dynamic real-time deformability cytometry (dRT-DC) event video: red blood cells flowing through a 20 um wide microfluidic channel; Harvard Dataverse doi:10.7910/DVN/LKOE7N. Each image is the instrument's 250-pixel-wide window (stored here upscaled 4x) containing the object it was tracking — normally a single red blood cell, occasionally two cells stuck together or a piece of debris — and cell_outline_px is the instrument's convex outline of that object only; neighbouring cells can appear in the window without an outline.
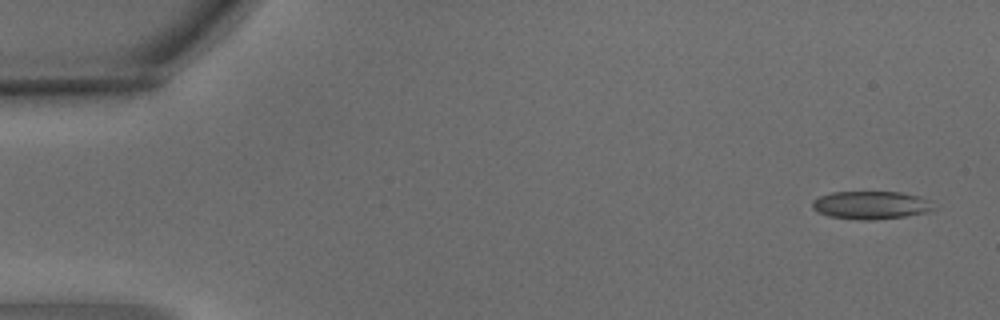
{"species": "common noctule bat (a hibernating species)", "species_latin": "Nyctalus noctula", "temperature_condition": "warm", "stored_images_in_passage": 6, "camera_frame_rate_fps": 3000, "um_per_image_px": 0.085, "animal": {"sex": "male", "body_mass_g": 15.6}, "frame": {"image": 1, "passage_image": 1, "time_ms": 0.0, "image_size_px": [1000, 320], "cell_outline_px": [[936, 208], [928, 212], [904, 216], [872, 220], [860, 220], [828, 216], [812, 208], [812, 200], [820, 196], [832, 192], [900, 192], [920, 196], [928, 200]], "centroid_in_image_um": [74.03, 17.43], "position_along_channel_um": 11.0, "area_um2": 19.77}}
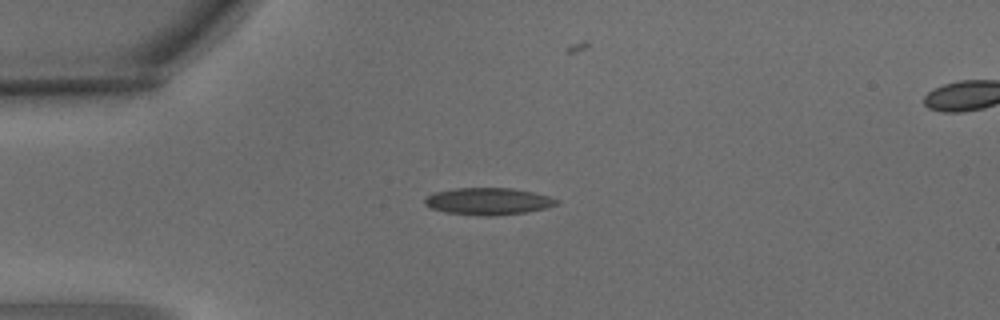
{"frame": {"image": 2, "passage_image": 4, "time_ms": 1.0, "image_size_px": [1000, 320], "cell_outline_px": [[560, 204], [548, 208], [524, 212], [492, 216], [480, 216], [444, 212], [432, 208], [424, 204], [424, 200], [432, 192], [456, 188], [512, 188], [536, 192], [560, 200]], "centroid_in_image_um": [41.53, 17.11], "position_along_channel_um": 43.5, "area_um2": 20.98}}